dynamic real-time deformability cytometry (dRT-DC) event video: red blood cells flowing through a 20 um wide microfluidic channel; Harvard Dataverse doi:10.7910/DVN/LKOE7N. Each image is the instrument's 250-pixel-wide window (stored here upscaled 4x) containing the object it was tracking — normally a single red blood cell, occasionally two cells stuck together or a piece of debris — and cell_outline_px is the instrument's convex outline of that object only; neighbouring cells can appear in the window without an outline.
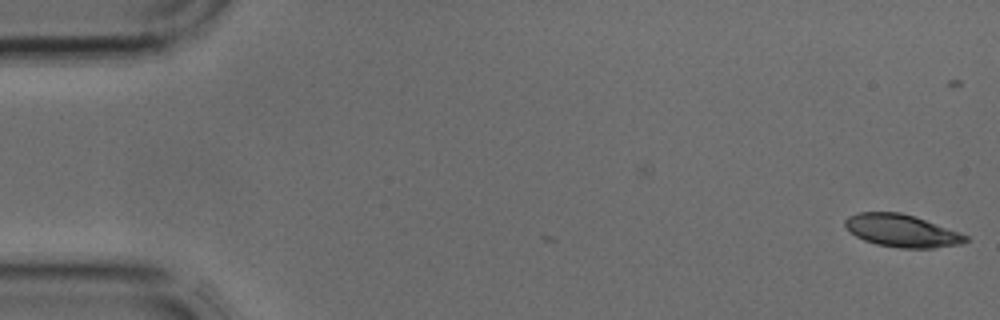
{"species": "common noctule bat (a hibernating species)", "species_latin": "Nyctalus noctula", "temperature_condition": "cold", "stored_images_in_passage": 4, "camera_frame_rate_fps": 3000, "um_per_image_px": 0.085, "animal": {"sex": "male", "body_mass_g": 17.9, "forearm_length_mm": 54.2}, "frame": {"image": 1, "passage_image": 1, "time_ms": 0.0, "image_size_px": [1000, 320], "cell_outline_px": [[968, 240], [960, 244], [932, 248], [900, 248], [876, 244], [864, 240], [856, 236], [844, 224], [844, 220], [848, 216], [856, 212], [900, 212], [960, 232], [968, 236]], "centroid_in_image_um": [76.63, 19.61], "position_along_channel_um": 8.4, "area_um2": 22.6}}